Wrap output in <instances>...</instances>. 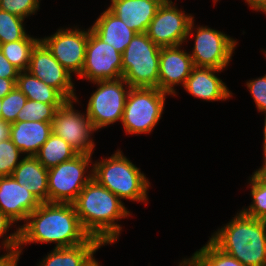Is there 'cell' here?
Listing matches in <instances>:
<instances>
[{"label": "cell", "instance_id": "6da1fadb", "mask_svg": "<svg viewBox=\"0 0 266 266\" xmlns=\"http://www.w3.org/2000/svg\"><path fill=\"white\" fill-rule=\"evenodd\" d=\"M89 238L73 203L44 202L20 226L19 252L27 243H56L54 248H63L77 246Z\"/></svg>", "mask_w": 266, "mask_h": 266}, {"label": "cell", "instance_id": "7a4b0ae2", "mask_svg": "<svg viewBox=\"0 0 266 266\" xmlns=\"http://www.w3.org/2000/svg\"><path fill=\"white\" fill-rule=\"evenodd\" d=\"M73 205L84 230L104 246L118 240L122 227L117 221L132 215L120 198L94 178L85 185Z\"/></svg>", "mask_w": 266, "mask_h": 266}, {"label": "cell", "instance_id": "3957f363", "mask_svg": "<svg viewBox=\"0 0 266 266\" xmlns=\"http://www.w3.org/2000/svg\"><path fill=\"white\" fill-rule=\"evenodd\" d=\"M209 239L243 265L266 266V220L240 211Z\"/></svg>", "mask_w": 266, "mask_h": 266}, {"label": "cell", "instance_id": "277c9868", "mask_svg": "<svg viewBox=\"0 0 266 266\" xmlns=\"http://www.w3.org/2000/svg\"><path fill=\"white\" fill-rule=\"evenodd\" d=\"M94 163V164H93ZM92 163L93 178L122 200L147 202L150 182L121 150Z\"/></svg>", "mask_w": 266, "mask_h": 266}, {"label": "cell", "instance_id": "5b68a950", "mask_svg": "<svg viewBox=\"0 0 266 266\" xmlns=\"http://www.w3.org/2000/svg\"><path fill=\"white\" fill-rule=\"evenodd\" d=\"M160 49L146 33H136L122 53V78L131 87L158 88Z\"/></svg>", "mask_w": 266, "mask_h": 266}, {"label": "cell", "instance_id": "8992f818", "mask_svg": "<svg viewBox=\"0 0 266 266\" xmlns=\"http://www.w3.org/2000/svg\"><path fill=\"white\" fill-rule=\"evenodd\" d=\"M166 95L158 88L131 87L125 102L122 126L127 134H149L161 119Z\"/></svg>", "mask_w": 266, "mask_h": 266}, {"label": "cell", "instance_id": "52a82bcc", "mask_svg": "<svg viewBox=\"0 0 266 266\" xmlns=\"http://www.w3.org/2000/svg\"><path fill=\"white\" fill-rule=\"evenodd\" d=\"M91 157L92 155L77 154L72 159L48 169V202L73 203L77 199L93 178V168L87 171L90 168L89 163H92Z\"/></svg>", "mask_w": 266, "mask_h": 266}, {"label": "cell", "instance_id": "ba28073f", "mask_svg": "<svg viewBox=\"0 0 266 266\" xmlns=\"http://www.w3.org/2000/svg\"><path fill=\"white\" fill-rule=\"evenodd\" d=\"M92 83L97 84L98 88L91 94L85 113L95 130L121 122L131 86L123 78Z\"/></svg>", "mask_w": 266, "mask_h": 266}, {"label": "cell", "instance_id": "9c48e42d", "mask_svg": "<svg viewBox=\"0 0 266 266\" xmlns=\"http://www.w3.org/2000/svg\"><path fill=\"white\" fill-rule=\"evenodd\" d=\"M194 47L190 54L193 65L197 67H208L224 70L232 60L233 51H235L237 40H234L227 34L209 28L208 26L194 27V19L190 23L188 37L193 34Z\"/></svg>", "mask_w": 266, "mask_h": 266}, {"label": "cell", "instance_id": "30bf717a", "mask_svg": "<svg viewBox=\"0 0 266 266\" xmlns=\"http://www.w3.org/2000/svg\"><path fill=\"white\" fill-rule=\"evenodd\" d=\"M78 98L66 100L55 112L52 133L63 138L78 154L92 155L93 132L96 131L87 114L75 110L73 103Z\"/></svg>", "mask_w": 266, "mask_h": 266}, {"label": "cell", "instance_id": "8fae6325", "mask_svg": "<svg viewBox=\"0 0 266 266\" xmlns=\"http://www.w3.org/2000/svg\"><path fill=\"white\" fill-rule=\"evenodd\" d=\"M91 82L122 78V54L88 29L83 70L78 79Z\"/></svg>", "mask_w": 266, "mask_h": 266}, {"label": "cell", "instance_id": "7c38bea8", "mask_svg": "<svg viewBox=\"0 0 266 266\" xmlns=\"http://www.w3.org/2000/svg\"><path fill=\"white\" fill-rule=\"evenodd\" d=\"M194 16L185 14L171 2L159 6L146 34L159 47L180 46L187 42L189 26Z\"/></svg>", "mask_w": 266, "mask_h": 266}, {"label": "cell", "instance_id": "4fadbf2b", "mask_svg": "<svg viewBox=\"0 0 266 266\" xmlns=\"http://www.w3.org/2000/svg\"><path fill=\"white\" fill-rule=\"evenodd\" d=\"M58 62L70 73L79 76L83 70L88 29H58L51 36L40 39Z\"/></svg>", "mask_w": 266, "mask_h": 266}, {"label": "cell", "instance_id": "5bb4252c", "mask_svg": "<svg viewBox=\"0 0 266 266\" xmlns=\"http://www.w3.org/2000/svg\"><path fill=\"white\" fill-rule=\"evenodd\" d=\"M27 71L57 89L67 100L77 98L72 74L58 62L41 40L32 50Z\"/></svg>", "mask_w": 266, "mask_h": 266}, {"label": "cell", "instance_id": "9a60e30c", "mask_svg": "<svg viewBox=\"0 0 266 266\" xmlns=\"http://www.w3.org/2000/svg\"><path fill=\"white\" fill-rule=\"evenodd\" d=\"M181 46L160 49L158 89L172 96L177 94L176 85L184 87L194 67L190 52Z\"/></svg>", "mask_w": 266, "mask_h": 266}, {"label": "cell", "instance_id": "2e32d148", "mask_svg": "<svg viewBox=\"0 0 266 266\" xmlns=\"http://www.w3.org/2000/svg\"><path fill=\"white\" fill-rule=\"evenodd\" d=\"M41 202L36 196L21 186L13 176L0 177V211L12 221L26 222Z\"/></svg>", "mask_w": 266, "mask_h": 266}, {"label": "cell", "instance_id": "e0dca14e", "mask_svg": "<svg viewBox=\"0 0 266 266\" xmlns=\"http://www.w3.org/2000/svg\"><path fill=\"white\" fill-rule=\"evenodd\" d=\"M216 68L197 67L192 68L187 78L184 89L193 97L206 101H222L232 97V92L225 83L216 76L221 72Z\"/></svg>", "mask_w": 266, "mask_h": 266}, {"label": "cell", "instance_id": "ac0fdd59", "mask_svg": "<svg viewBox=\"0 0 266 266\" xmlns=\"http://www.w3.org/2000/svg\"><path fill=\"white\" fill-rule=\"evenodd\" d=\"M107 8L136 33H146L159 7L148 0H111Z\"/></svg>", "mask_w": 266, "mask_h": 266}, {"label": "cell", "instance_id": "d6986e66", "mask_svg": "<svg viewBox=\"0 0 266 266\" xmlns=\"http://www.w3.org/2000/svg\"><path fill=\"white\" fill-rule=\"evenodd\" d=\"M51 133V122L16 121L11 124L10 139L22 155L35 156Z\"/></svg>", "mask_w": 266, "mask_h": 266}, {"label": "cell", "instance_id": "ffe728a7", "mask_svg": "<svg viewBox=\"0 0 266 266\" xmlns=\"http://www.w3.org/2000/svg\"><path fill=\"white\" fill-rule=\"evenodd\" d=\"M104 244L93 237L73 247L54 248L37 264L38 266H89L94 254Z\"/></svg>", "mask_w": 266, "mask_h": 266}, {"label": "cell", "instance_id": "44dd1931", "mask_svg": "<svg viewBox=\"0 0 266 266\" xmlns=\"http://www.w3.org/2000/svg\"><path fill=\"white\" fill-rule=\"evenodd\" d=\"M90 30L103 42L123 53L136 32L108 9L101 13Z\"/></svg>", "mask_w": 266, "mask_h": 266}, {"label": "cell", "instance_id": "7402d4cb", "mask_svg": "<svg viewBox=\"0 0 266 266\" xmlns=\"http://www.w3.org/2000/svg\"><path fill=\"white\" fill-rule=\"evenodd\" d=\"M12 176L41 202H48V169L34 156L22 157Z\"/></svg>", "mask_w": 266, "mask_h": 266}, {"label": "cell", "instance_id": "603a6c76", "mask_svg": "<svg viewBox=\"0 0 266 266\" xmlns=\"http://www.w3.org/2000/svg\"><path fill=\"white\" fill-rule=\"evenodd\" d=\"M16 86L29 99L46 104H63L67 99L28 71H19Z\"/></svg>", "mask_w": 266, "mask_h": 266}, {"label": "cell", "instance_id": "cb8c5ba5", "mask_svg": "<svg viewBox=\"0 0 266 266\" xmlns=\"http://www.w3.org/2000/svg\"><path fill=\"white\" fill-rule=\"evenodd\" d=\"M78 153L60 136L51 133L34 156L45 168L50 169L70 160Z\"/></svg>", "mask_w": 266, "mask_h": 266}, {"label": "cell", "instance_id": "d4e9b609", "mask_svg": "<svg viewBox=\"0 0 266 266\" xmlns=\"http://www.w3.org/2000/svg\"><path fill=\"white\" fill-rule=\"evenodd\" d=\"M179 266H246L219 249L210 239L207 244L194 252L192 257L183 259Z\"/></svg>", "mask_w": 266, "mask_h": 266}, {"label": "cell", "instance_id": "484cf974", "mask_svg": "<svg viewBox=\"0 0 266 266\" xmlns=\"http://www.w3.org/2000/svg\"><path fill=\"white\" fill-rule=\"evenodd\" d=\"M39 41V38L31 37L28 34L24 39L0 44V50L19 71H27L32 50Z\"/></svg>", "mask_w": 266, "mask_h": 266}, {"label": "cell", "instance_id": "4316f807", "mask_svg": "<svg viewBox=\"0 0 266 266\" xmlns=\"http://www.w3.org/2000/svg\"><path fill=\"white\" fill-rule=\"evenodd\" d=\"M249 178L252 204L241 209V212L252 218L266 220V175L257 169Z\"/></svg>", "mask_w": 266, "mask_h": 266}, {"label": "cell", "instance_id": "83f0119b", "mask_svg": "<svg viewBox=\"0 0 266 266\" xmlns=\"http://www.w3.org/2000/svg\"><path fill=\"white\" fill-rule=\"evenodd\" d=\"M61 105L62 104H46L28 99L17 115V121H41L52 123L55 112Z\"/></svg>", "mask_w": 266, "mask_h": 266}, {"label": "cell", "instance_id": "f1b7e54d", "mask_svg": "<svg viewBox=\"0 0 266 266\" xmlns=\"http://www.w3.org/2000/svg\"><path fill=\"white\" fill-rule=\"evenodd\" d=\"M24 20L0 9V44L24 39L27 36Z\"/></svg>", "mask_w": 266, "mask_h": 266}, {"label": "cell", "instance_id": "f546056e", "mask_svg": "<svg viewBox=\"0 0 266 266\" xmlns=\"http://www.w3.org/2000/svg\"><path fill=\"white\" fill-rule=\"evenodd\" d=\"M28 98L18 89L17 86L2 98L1 120L7 123L17 121V115L27 102Z\"/></svg>", "mask_w": 266, "mask_h": 266}, {"label": "cell", "instance_id": "4dcf8cb0", "mask_svg": "<svg viewBox=\"0 0 266 266\" xmlns=\"http://www.w3.org/2000/svg\"><path fill=\"white\" fill-rule=\"evenodd\" d=\"M21 154L10 138L0 141V177L12 176L22 160Z\"/></svg>", "mask_w": 266, "mask_h": 266}, {"label": "cell", "instance_id": "1f68e13d", "mask_svg": "<svg viewBox=\"0 0 266 266\" xmlns=\"http://www.w3.org/2000/svg\"><path fill=\"white\" fill-rule=\"evenodd\" d=\"M9 235L4 237L1 242L2 248L6 249L7 252L4 255H0V266H17L20 259V227Z\"/></svg>", "mask_w": 266, "mask_h": 266}, {"label": "cell", "instance_id": "d6a6232c", "mask_svg": "<svg viewBox=\"0 0 266 266\" xmlns=\"http://www.w3.org/2000/svg\"><path fill=\"white\" fill-rule=\"evenodd\" d=\"M41 0H2L0 9L21 18H27L40 9Z\"/></svg>", "mask_w": 266, "mask_h": 266}, {"label": "cell", "instance_id": "836d02e7", "mask_svg": "<svg viewBox=\"0 0 266 266\" xmlns=\"http://www.w3.org/2000/svg\"><path fill=\"white\" fill-rule=\"evenodd\" d=\"M259 112L266 114V74L246 82Z\"/></svg>", "mask_w": 266, "mask_h": 266}, {"label": "cell", "instance_id": "e575fe53", "mask_svg": "<svg viewBox=\"0 0 266 266\" xmlns=\"http://www.w3.org/2000/svg\"><path fill=\"white\" fill-rule=\"evenodd\" d=\"M19 70L13 66L0 50V78L12 79L17 82Z\"/></svg>", "mask_w": 266, "mask_h": 266}, {"label": "cell", "instance_id": "d590c367", "mask_svg": "<svg viewBox=\"0 0 266 266\" xmlns=\"http://www.w3.org/2000/svg\"><path fill=\"white\" fill-rule=\"evenodd\" d=\"M15 86L16 83L12 79L0 78V98L5 97Z\"/></svg>", "mask_w": 266, "mask_h": 266}, {"label": "cell", "instance_id": "8d00e7d4", "mask_svg": "<svg viewBox=\"0 0 266 266\" xmlns=\"http://www.w3.org/2000/svg\"><path fill=\"white\" fill-rule=\"evenodd\" d=\"M14 223V221H12L7 215L0 211V239L1 237L6 236L5 233L9 231L10 226H12Z\"/></svg>", "mask_w": 266, "mask_h": 266}, {"label": "cell", "instance_id": "74e56055", "mask_svg": "<svg viewBox=\"0 0 266 266\" xmlns=\"http://www.w3.org/2000/svg\"><path fill=\"white\" fill-rule=\"evenodd\" d=\"M247 4L255 11H261L266 14V0H245Z\"/></svg>", "mask_w": 266, "mask_h": 266}, {"label": "cell", "instance_id": "f35d334b", "mask_svg": "<svg viewBox=\"0 0 266 266\" xmlns=\"http://www.w3.org/2000/svg\"><path fill=\"white\" fill-rule=\"evenodd\" d=\"M11 124L0 120V141L10 138Z\"/></svg>", "mask_w": 266, "mask_h": 266}, {"label": "cell", "instance_id": "ab89813d", "mask_svg": "<svg viewBox=\"0 0 266 266\" xmlns=\"http://www.w3.org/2000/svg\"><path fill=\"white\" fill-rule=\"evenodd\" d=\"M263 139H264V143H263V163L266 161V114H265V120H264V131H263Z\"/></svg>", "mask_w": 266, "mask_h": 266}, {"label": "cell", "instance_id": "60d3db41", "mask_svg": "<svg viewBox=\"0 0 266 266\" xmlns=\"http://www.w3.org/2000/svg\"><path fill=\"white\" fill-rule=\"evenodd\" d=\"M148 1H154L159 6L166 5L171 2V0H148Z\"/></svg>", "mask_w": 266, "mask_h": 266}, {"label": "cell", "instance_id": "b9f144b4", "mask_svg": "<svg viewBox=\"0 0 266 266\" xmlns=\"http://www.w3.org/2000/svg\"><path fill=\"white\" fill-rule=\"evenodd\" d=\"M265 175H266V161L262 165V167L259 168Z\"/></svg>", "mask_w": 266, "mask_h": 266}, {"label": "cell", "instance_id": "7bdbcfd3", "mask_svg": "<svg viewBox=\"0 0 266 266\" xmlns=\"http://www.w3.org/2000/svg\"><path fill=\"white\" fill-rule=\"evenodd\" d=\"M89 266H100L98 261L95 259Z\"/></svg>", "mask_w": 266, "mask_h": 266}, {"label": "cell", "instance_id": "ee69618b", "mask_svg": "<svg viewBox=\"0 0 266 266\" xmlns=\"http://www.w3.org/2000/svg\"><path fill=\"white\" fill-rule=\"evenodd\" d=\"M1 105H2V98H0V120H1Z\"/></svg>", "mask_w": 266, "mask_h": 266}]
</instances>
